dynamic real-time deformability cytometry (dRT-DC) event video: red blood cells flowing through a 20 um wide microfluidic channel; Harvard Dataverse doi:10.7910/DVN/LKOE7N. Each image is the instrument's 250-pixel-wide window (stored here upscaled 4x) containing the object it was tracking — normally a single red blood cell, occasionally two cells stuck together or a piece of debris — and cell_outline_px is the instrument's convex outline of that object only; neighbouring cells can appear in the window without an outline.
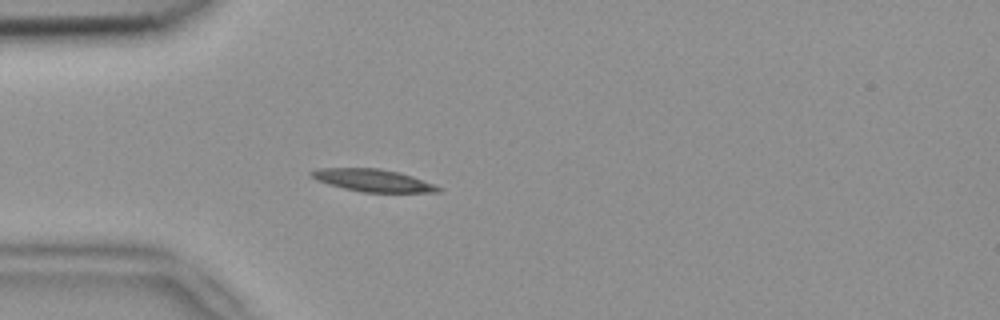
{"species": "common noctule bat (a hibernating species)", "species_latin": "Nyctalus noctula", "temperature_condition": "room temperature", "stored_images_in_passage": 3, "camera_frame_rate_fps": 3000, "um_per_image_px": 0.085, "animal": {"sex": "female", "body_mass_g": 18.4}, "frame": {"image": 1, "passage_image": 3, "time_ms": 0.667, "image_size_px": [1000, 320], "cell_outline_px": [[444, 188], [440, 192], [364, 192], [344, 188], [328, 184], [316, 180], [308, 176], [308, 172], [316, 168], [380, 168], [400, 172], [412, 176]], "centroid_in_image_um": [31.66, 15.32], "position_along_channel_um": 53.3, "area_um2": 16.7}}